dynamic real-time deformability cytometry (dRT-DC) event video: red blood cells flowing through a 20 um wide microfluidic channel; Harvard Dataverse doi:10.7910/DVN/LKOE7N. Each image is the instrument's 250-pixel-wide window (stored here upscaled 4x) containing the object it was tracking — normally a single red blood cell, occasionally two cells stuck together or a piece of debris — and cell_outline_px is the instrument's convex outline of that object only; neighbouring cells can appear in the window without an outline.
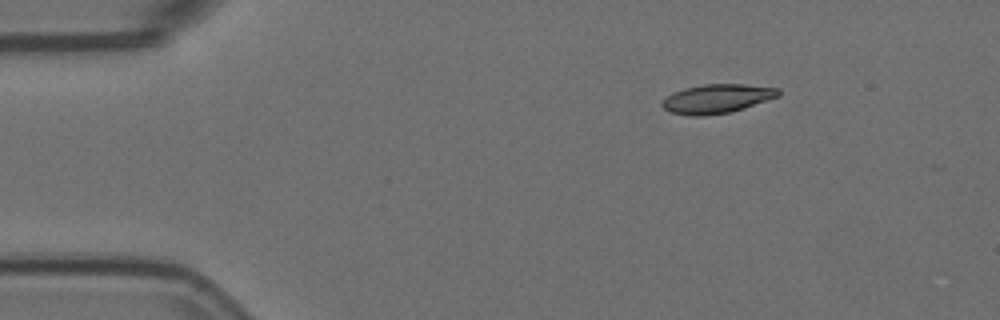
{"species": "Egyptian fruit bat (a non-hibernating species)", "species_latin": "Rousettus aegyptiacus", "temperature_condition": "room temperature", "stored_images_in_passage": 4, "camera_frame_rate_fps": 3000, "um_per_image_px": 0.085, "animal": {"sex": "female"}, "frame": {"image": 1, "passage_image": 1, "time_ms": 0.0, "image_size_px": [1000, 320], "cell_outline_px": [[780, 96], [744, 108], [728, 112], [704, 116], [692, 116], [668, 112], [660, 104], [672, 92], [684, 88], [704, 84], [744, 84], [780, 88]], "centroid_in_image_um": [60.94, 8.38], "position_along_channel_um": 24.1, "area_um2": 19.71}}
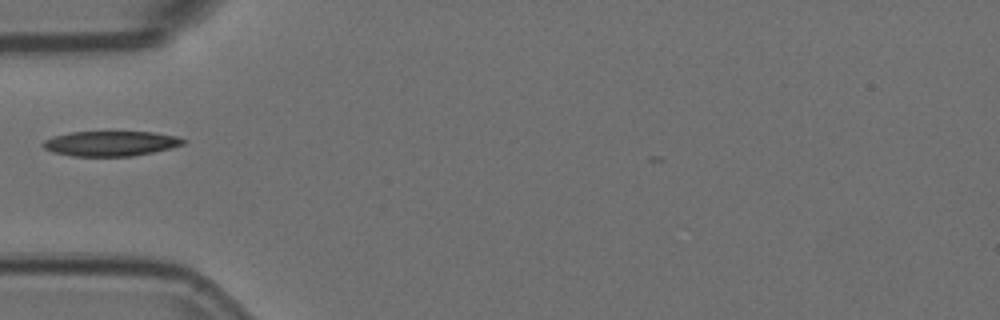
{"frame": {"image": 2, "passage_image": 4, "time_ms": 1.0, "image_size_px": [1000, 320], "cell_outline_px": [[188, 140], [184, 144], [152, 152], [132, 156], [72, 156], [52, 152], [44, 148], [40, 144], [44, 140], [52, 136], [72, 132], [152, 132], [176, 136]], "centroid_in_image_um": [9.37, 12.19], "position_along_channel_um": 75.6, "area_um2": 20.4}}